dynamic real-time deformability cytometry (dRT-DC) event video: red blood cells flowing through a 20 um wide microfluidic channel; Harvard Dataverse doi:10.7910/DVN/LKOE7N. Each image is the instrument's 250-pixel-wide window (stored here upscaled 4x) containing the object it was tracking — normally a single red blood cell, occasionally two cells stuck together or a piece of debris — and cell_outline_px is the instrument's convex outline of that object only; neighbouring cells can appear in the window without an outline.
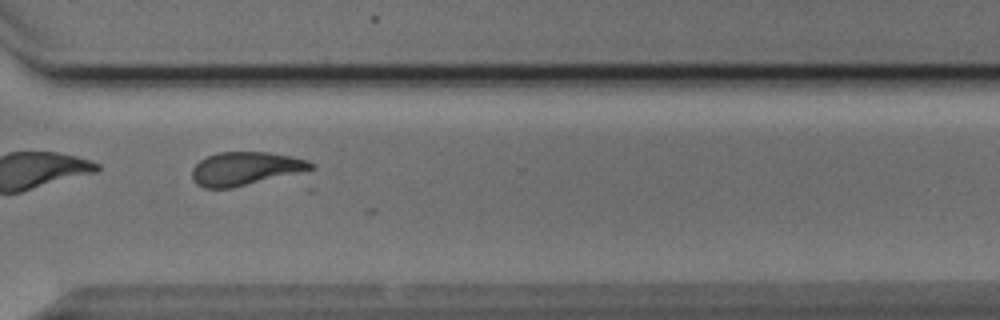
{"species": "Egyptian fruit bat (a non-hibernating species)", "species_latin": "Rousettus aegyptiacus", "temperature_condition": "cold", "stored_images_in_passage": 36, "camera_frame_rate_fps": 3000, "um_per_image_px": 0.085, "animal": {"sex": "male"}, "frame": {"image": 1, "passage_image": 23, "time_ms": 7.333, "image_size_px": [1000, 320], "cell_outline_px": [[316, 168], [308, 172], [232, 188], [204, 188], [196, 184], [192, 180], [192, 168], [200, 160], [208, 156], [220, 152], [268, 152], [292, 156], [308, 160], [316, 164]], "centroid_in_image_um": [20.94, 14.34], "position_along_channel_um": 349.7, "area_um2": 23.7}}